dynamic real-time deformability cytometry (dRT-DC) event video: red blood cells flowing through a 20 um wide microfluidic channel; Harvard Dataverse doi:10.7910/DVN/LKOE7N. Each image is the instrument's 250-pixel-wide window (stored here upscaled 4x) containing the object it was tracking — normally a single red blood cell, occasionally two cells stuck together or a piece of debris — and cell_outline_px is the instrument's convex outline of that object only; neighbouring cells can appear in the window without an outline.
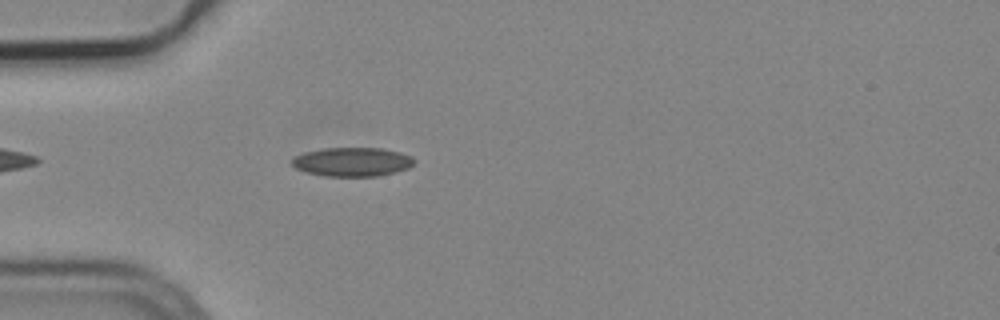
{"species": "common noctule bat (a hibernating species)", "species_latin": "Nyctalus noctula", "temperature_condition": "cold", "stored_images_in_passage": 21, "camera_frame_rate_fps": 3000, "um_per_image_px": 0.085, "animal": {"sex": "male", "body_mass_g": 19.2, "forearm_length_mm": 51.8}, "frame": {"image": 1, "passage_image": 5, "time_ms": 1.333, "image_size_px": [1000, 320], "cell_outline_px": [[416, 160], [408, 168], [396, 172], [376, 176], [324, 176], [308, 172], [296, 168], [292, 164], [292, 160], [296, 156], [304, 152], [324, 148], [380, 148], [400, 152], [412, 156]], "centroid_in_image_um": [29.97, 13.75], "position_along_channel_um": 55.0, "area_um2": 20.52}}
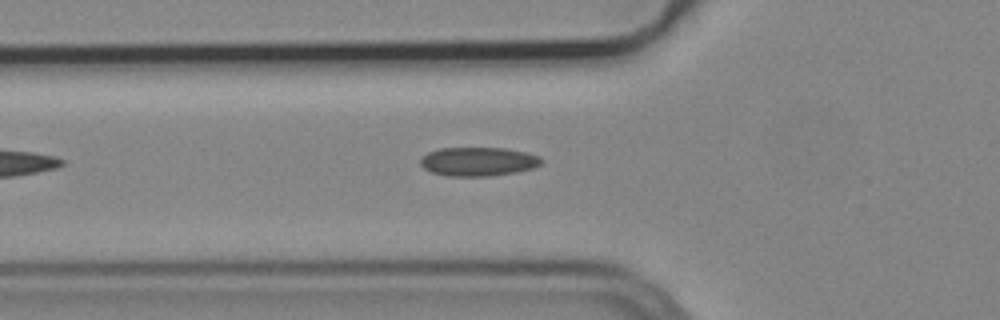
{"frame": {"image": 2, "passage_image": 8, "time_ms": 2.333, "image_size_px": [1000, 320], "cell_outline_px": [[544, 160], [540, 164], [532, 168], [516, 172], [492, 176], [448, 176], [432, 172], [424, 168], [420, 164], [420, 160], [428, 152], [440, 148], [504, 148], [524, 152], [540, 156]], "centroid_in_image_um": [40.66, 13.73], "position_along_channel_um": 85.1, "area_um2": 20.29}}
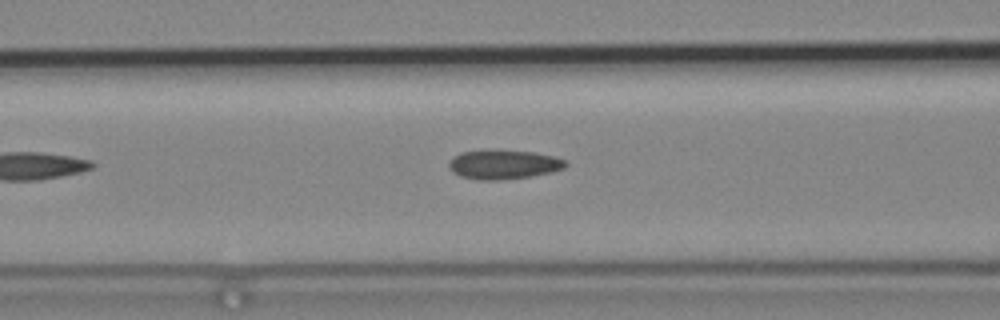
{"frame": {"image": 3, "passage_image": 11, "time_ms": 3.333, "image_size_px": [1000, 320], "cell_outline_px": [[568, 164], [564, 168], [552, 172], [528, 176], [500, 180], [476, 180], [460, 176], [452, 172], [448, 164], [452, 156], [460, 152], [536, 152], [556, 156], [564, 160]], "centroid_in_image_um": [42.81, 14.01], "position_along_channel_um": 123.8, "area_um2": 19.36}}